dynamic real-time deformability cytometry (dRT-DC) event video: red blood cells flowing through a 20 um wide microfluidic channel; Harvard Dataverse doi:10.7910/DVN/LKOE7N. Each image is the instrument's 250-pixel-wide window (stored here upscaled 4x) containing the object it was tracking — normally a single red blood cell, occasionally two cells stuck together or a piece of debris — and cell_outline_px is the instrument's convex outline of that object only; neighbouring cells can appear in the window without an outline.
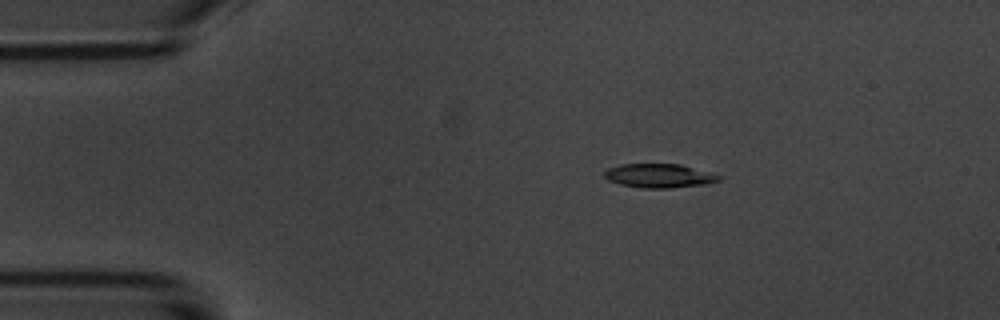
{"species": "common noctule bat (a hibernating species)", "species_latin": "Nyctalus noctula", "temperature_condition": "room temperature", "stored_images_in_passage": 5, "camera_frame_rate_fps": 3000, "um_per_image_px": 0.085, "animal": {"sex": "male", "body_mass_g": 20.1, "forearm_length_mm": 53.5}, "frame": {"image": 1, "passage_image": 2, "time_ms": 2.0, "image_size_px": [1000, 320], "cell_outline_px": [[724, 176], [720, 180], [708, 184], [668, 188], [644, 188], [620, 184], [608, 180], [604, 176], [604, 172], [608, 168], [620, 164], [680, 164]], "centroid_in_image_um": [56.05, 14.94], "position_along_channel_um": 28.9, "area_um2": 16.01}}
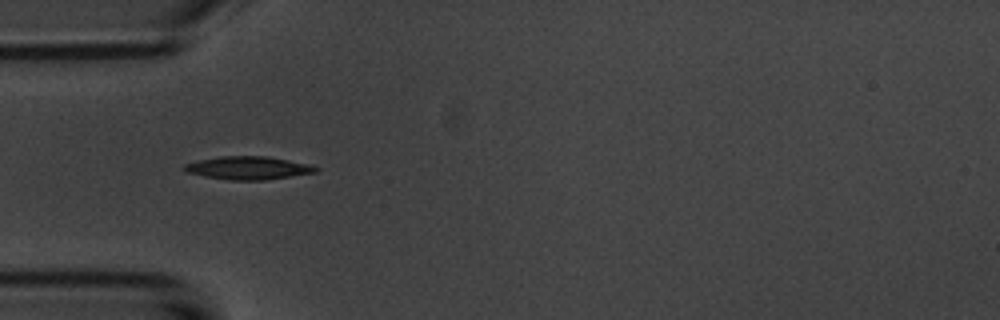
{"frame": {"image": 2, "passage_image": 4, "time_ms": 4.333, "image_size_px": [1000, 320], "cell_outline_px": [[320, 172], [264, 180], [228, 180], [204, 176], [184, 172], [184, 164], [196, 160], [220, 156], [268, 156], [312, 164], [320, 168]], "centroid_in_image_um": [21.14, 14.27], "position_along_channel_um": 63.9, "area_um2": 18.03}}